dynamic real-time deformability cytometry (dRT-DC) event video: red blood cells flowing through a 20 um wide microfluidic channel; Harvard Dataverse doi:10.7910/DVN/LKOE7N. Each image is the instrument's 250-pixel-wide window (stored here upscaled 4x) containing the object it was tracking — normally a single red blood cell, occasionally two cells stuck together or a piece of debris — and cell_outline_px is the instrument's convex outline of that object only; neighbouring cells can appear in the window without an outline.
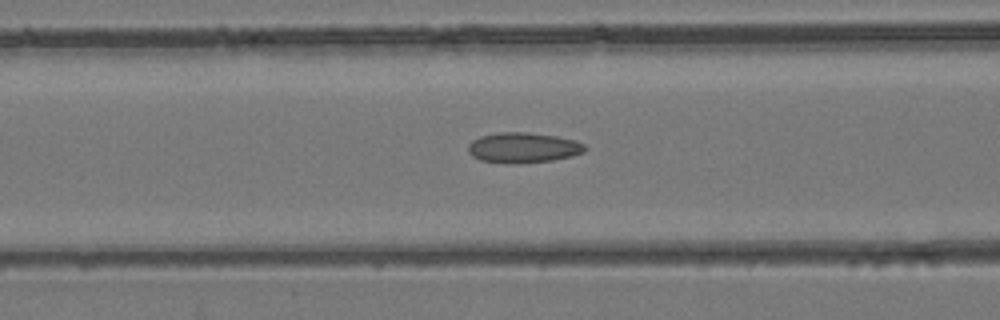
{"species": "common noctule bat (a hibernating species)", "species_latin": "Nyctalus noctula", "temperature_condition": "room temperature", "stored_images_in_passage": 40, "camera_frame_rate_fps": 3000, "um_per_image_px": 0.085, "animal": {"sex": "female", "body_mass_g": 24.6, "forearm_length_mm": 56.2}, "frame": {"image": 1, "passage_image": 18, "time_ms": 5.667, "image_size_px": [1000, 320], "cell_outline_px": [[588, 148], [584, 152], [572, 156], [552, 160], [516, 164], [508, 164], [480, 160], [472, 156], [468, 152], [468, 144], [472, 140], [480, 136], [500, 132], [528, 132], [556, 136], [576, 140], [584, 144]], "centroid_in_image_um": [44.47, 12.55], "position_along_channel_um": 122.1, "area_um2": 20.87}}
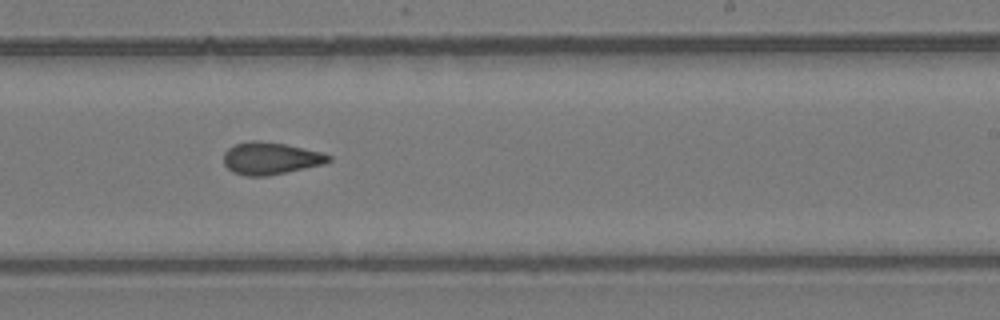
{"frame": {"image": 2, "passage_image": 27, "time_ms": 8.667, "image_size_px": [1000, 320], "cell_outline_px": [[332, 160], [324, 164], [268, 176], [244, 176], [232, 172], [224, 164], [224, 152], [228, 148], [236, 144], [248, 140], [256, 140], [284, 144], [320, 152], [332, 156]], "centroid_in_image_um": [22.97, 13.47], "position_along_channel_um": 266.0, "area_um2": 19.71}}
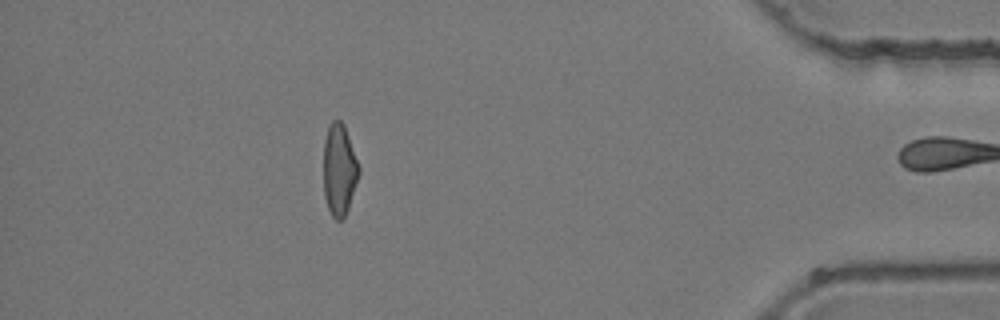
{"frame": {"image": 3, "passage_image": 39, "time_ms": 12.667, "image_size_px": [1000, 320], "cell_outline_px": [[360, 172], [344, 220], [336, 220], [332, 216], [328, 208], [324, 196], [324, 140], [328, 128], [332, 120], [340, 120], [344, 124], [360, 168]], "centroid_in_image_um": [28.83, 14.44], "position_along_channel_um": 406.4, "area_um2": 18.84}}